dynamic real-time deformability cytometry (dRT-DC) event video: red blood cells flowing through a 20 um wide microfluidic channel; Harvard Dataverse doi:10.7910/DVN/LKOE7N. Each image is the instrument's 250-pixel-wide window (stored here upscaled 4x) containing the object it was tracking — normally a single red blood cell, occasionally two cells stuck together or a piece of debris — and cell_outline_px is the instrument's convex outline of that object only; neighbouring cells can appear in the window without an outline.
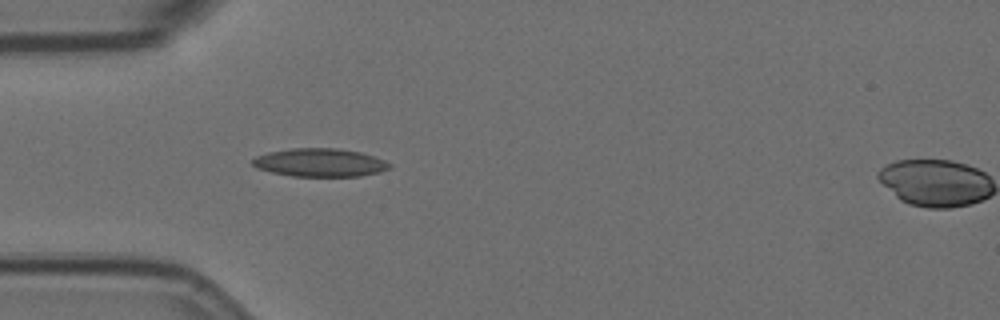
{"species": "Egyptian fruit bat (a non-hibernating species)", "species_latin": "Rousettus aegyptiacus", "temperature_condition": "room temperature", "stored_images_in_passage": 6, "segment_of_instrument_passage": [1, 2], "camera_frame_rate_fps": 3000, "um_per_image_px": 0.085, "animal": {"sex": "female"}, "frame": {"image": 1, "passage_image": 5, "time_ms": 1.333, "image_size_px": [1000, 320], "cell_outline_px": [[392, 168], [380, 172], [360, 176], [292, 176], [272, 172], [256, 168], [252, 164], [252, 160], [256, 156], [268, 152], [292, 148], [336, 148], [360, 152], [384, 160], [392, 164]], "centroid_in_image_um": [27.2, 13.82], "position_along_channel_um": 57.8, "area_um2": 22.54}}